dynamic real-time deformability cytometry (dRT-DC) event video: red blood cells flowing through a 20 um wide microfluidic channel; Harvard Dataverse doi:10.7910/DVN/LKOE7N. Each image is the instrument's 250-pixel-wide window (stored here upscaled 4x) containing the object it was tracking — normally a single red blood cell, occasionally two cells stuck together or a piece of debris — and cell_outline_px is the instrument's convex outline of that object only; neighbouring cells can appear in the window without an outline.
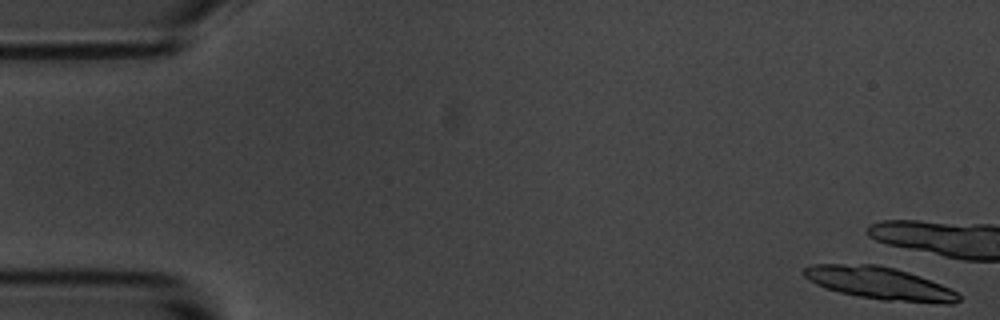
{"species": "common noctule bat (a hibernating species)", "species_latin": "Nyctalus noctula", "temperature_condition": "room temperature", "stored_images_in_passage": 6, "camera_frame_rate_fps": 3000, "um_per_image_px": 0.085, "animal": {"sex": "male", "body_mass_g": 20.1, "forearm_length_mm": 53.5}, "frame": {"image": 1, "passage_image": 1, "time_ms": 0.0, "image_size_px": [1000, 320], "cell_outline_px": [[960, 300], [952, 304], [944, 304], [884, 300], [860, 296], [840, 292], [816, 284], [808, 280], [804, 276], [804, 268], [812, 264], [876, 264], [908, 272], [920, 276], [940, 284], [956, 292], [960, 296]], "centroid_in_image_um": [74.77, 24.07], "position_along_channel_um": 10.2, "area_um2": 28.96}}